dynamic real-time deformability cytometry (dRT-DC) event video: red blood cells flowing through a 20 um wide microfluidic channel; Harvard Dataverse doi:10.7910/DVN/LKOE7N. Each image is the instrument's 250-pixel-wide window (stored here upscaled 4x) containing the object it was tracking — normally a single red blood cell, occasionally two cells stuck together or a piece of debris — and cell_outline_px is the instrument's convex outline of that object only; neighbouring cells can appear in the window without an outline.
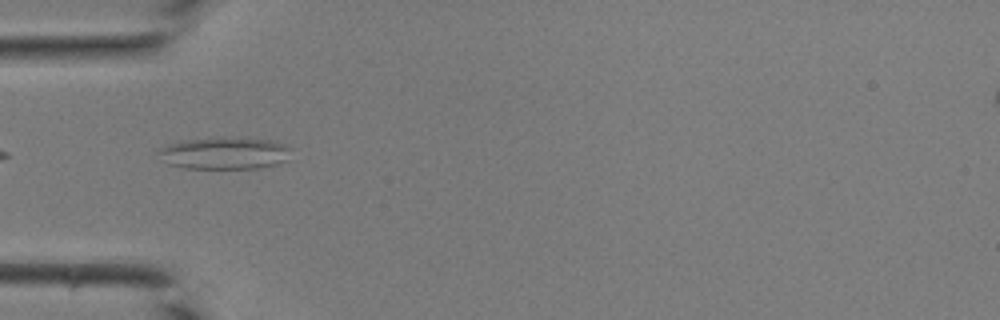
{"species": "common noctule bat (a hibernating species)", "species_latin": "Nyctalus noctula", "temperature_condition": "room temperature", "stored_images_in_passage": 29, "camera_frame_rate_fps": 3000, "um_per_image_px": 0.085, "animal": {"sex": "male", "body_mass_g": 19.0, "forearm_length_mm": 50.8}, "frame": {"image": 1, "passage_image": 1, "time_ms": 0.0, "image_size_px": [1000, 320], "cell_outline_px": [[292, 148], [288, 160], [276, 164], [256, 168], [184, 168], [168, 164], [156, 152], [160, 148], [176, 140], [212, 136], [224, 136], [272, 140], [284, 144]], "centroid_in_image_um": [19.06, 12.98], "position_along_channel_um": 65.9, "area_um2": 25.49}}
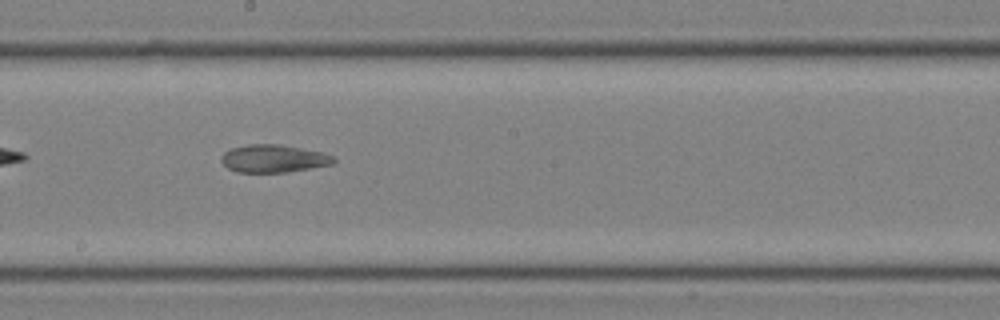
{"frame": {"image": 2, "passage_image": 11, "time_ms": 3.333, "image_size_px": [1000, 320], "cell_outline_px": [[336, 160], [332, 164], [288, 172], [236, 172], [228, 168], [220, 160], [220, 156], [224, 152], [232, 148], [248, 144], [280, 144], [320, 152], [332, 156]], "centroid_in_image_um": [23.2, 13.48], "position_along_channel_um": 225.0, "area_um2": 18.03}}
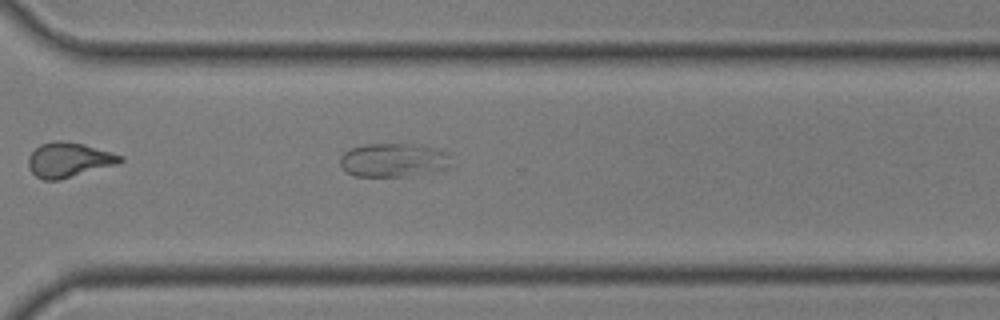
{"frame": {"image": 3, "passage_image": 18, "time_ms": 5.667, "image_size_px": [1000, 320], "cell_outline_px": [[448, 168], [408, 176], [356, 176], [348, 172], [340, 164], [340, 156], [344, 152], [352, 148], [364, 144], [412, 144], [436, 148], [448, 152]], "centroid_in_image_um": [33.42, 13.6], "position_along_channel_um": 337.2, "area_um2": 21.56}}